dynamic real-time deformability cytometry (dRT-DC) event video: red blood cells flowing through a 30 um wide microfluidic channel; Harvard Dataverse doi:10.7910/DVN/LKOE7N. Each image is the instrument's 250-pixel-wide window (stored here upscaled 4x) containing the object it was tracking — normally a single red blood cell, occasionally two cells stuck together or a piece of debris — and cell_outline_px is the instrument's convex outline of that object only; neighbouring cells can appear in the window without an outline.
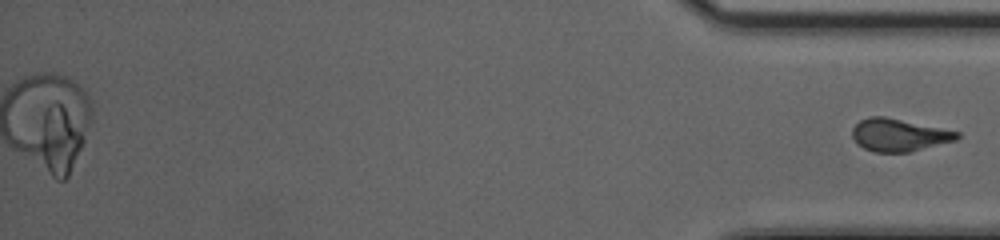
{"species": "common noctule bat (a hibernating species)", "species_latin": "Nyctalus noctula", "temperature_condition": "cold", "stored_images_in_passage": 40, "segment_of_instrument_passage": [2, 2], "camera_frame_rate_fps": 3000, "um_per_image_px": 0.085, "animal": {"sex": "female", "body_mass_g": 20.0, "forearm_length_mm": 54.0}, "frame": {"image": 1, "passage_image": 40, "time_ms": 13.0, "image_size_px": [1000, 240], "cell_outline_px": [[960, 136], [956, 140], [908, 152], [876, 152], [864, 148], [856, 144], [852, 136], [852, 128], [860, 120], [868, 116], [884, 116], [960, 132]], "centroid_in_image_um": [76.37, 11.47], "position_along_channel_um": 358.8, "area_um2": 19.77}}